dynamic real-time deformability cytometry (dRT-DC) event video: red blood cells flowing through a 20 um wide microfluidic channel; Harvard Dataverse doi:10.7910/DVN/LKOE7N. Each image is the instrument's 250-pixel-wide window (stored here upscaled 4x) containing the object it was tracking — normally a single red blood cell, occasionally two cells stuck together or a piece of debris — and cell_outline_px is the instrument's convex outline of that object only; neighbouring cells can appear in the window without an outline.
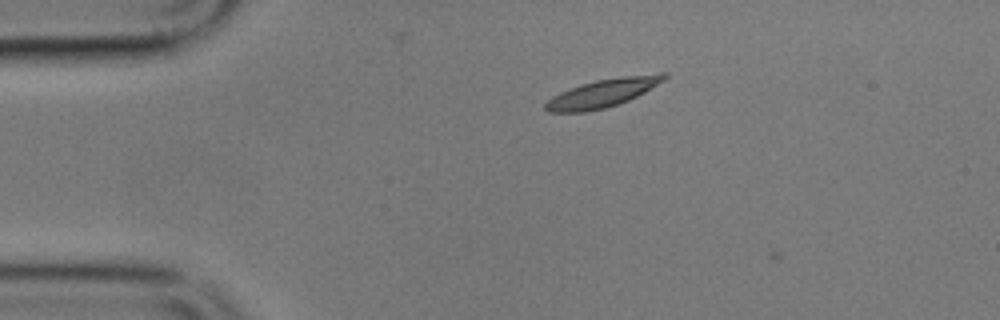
{"species": "common noctule bat (a hibernating species)", "species_latin": "Nyctalus noctula", "temperature_condition": "cold", "stored_images_in_passage": 4, "camera_frame_rate_fps": 3000, "um_per_image_px": 0.085, "animal": {"sex": "male", "body_mass_g": 17.9}, "frame": {"image": 1, "passage_image": 3, "time_ms": 3.0, "image_size_px": [1000, 320], "cell_outline_px": [[668, 76], [664, 80], [644, 92], [628, 100], [604, 108], [584, 112], [548, 112], [544, 108], [544, 104], [552, 96], [560, 92], [580, 84], [596, 80], [620, 76], [660, 72], [668, 72]], "centroid_in_image_um": [51.24, 7.89], "position_along_channel_um": 33.8, "area_um2": 19.54}}